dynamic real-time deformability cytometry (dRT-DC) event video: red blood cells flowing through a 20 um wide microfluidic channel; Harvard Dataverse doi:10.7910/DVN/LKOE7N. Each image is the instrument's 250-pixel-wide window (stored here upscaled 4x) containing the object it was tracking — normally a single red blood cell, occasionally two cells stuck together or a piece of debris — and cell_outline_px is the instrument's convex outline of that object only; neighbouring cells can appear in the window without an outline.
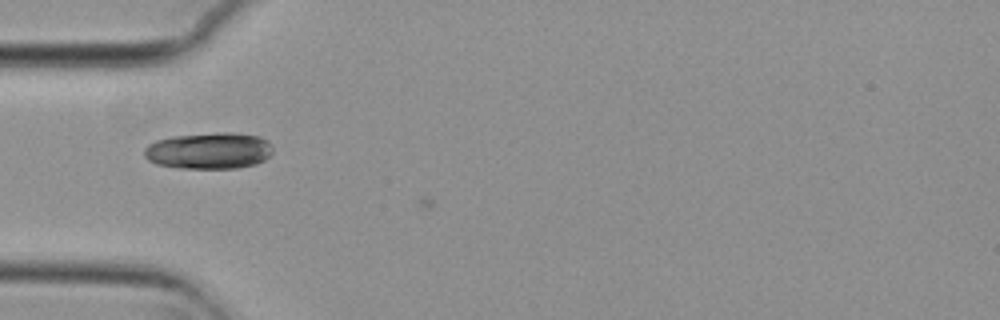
{"species": "common noctule bat (a hibernating species)", "species_latin": "Nyctalus noctula", "temperature_condition": "cold", "stored_images_in_passage": 18, "camera_frame_rate_fps": 3000, "um_per_image_px": 0.085, "animal": {"sex": "female", "body_mass_g": 29.2, "forearm_length_mm": 56.3}, "frame": {"image": 1, "passage_image": 17, "time_ms": 5.333, "image_size_px": [1000, 320], "cell_outline_px": [[272, 152], [264, 160], [256, 164], [236, 168], [180, 168], [156, 164], [148, 160], [144, 156], [144, 148], [148, 144], [156, 140], [172, 136], [220, 132], [232, 132], [260, 136], [268, 140], [272, 144]], "centroid_in_image_um": [17.77, 12.8], "position_along_channel_um": 67.2, "area_um2": 27.57}}